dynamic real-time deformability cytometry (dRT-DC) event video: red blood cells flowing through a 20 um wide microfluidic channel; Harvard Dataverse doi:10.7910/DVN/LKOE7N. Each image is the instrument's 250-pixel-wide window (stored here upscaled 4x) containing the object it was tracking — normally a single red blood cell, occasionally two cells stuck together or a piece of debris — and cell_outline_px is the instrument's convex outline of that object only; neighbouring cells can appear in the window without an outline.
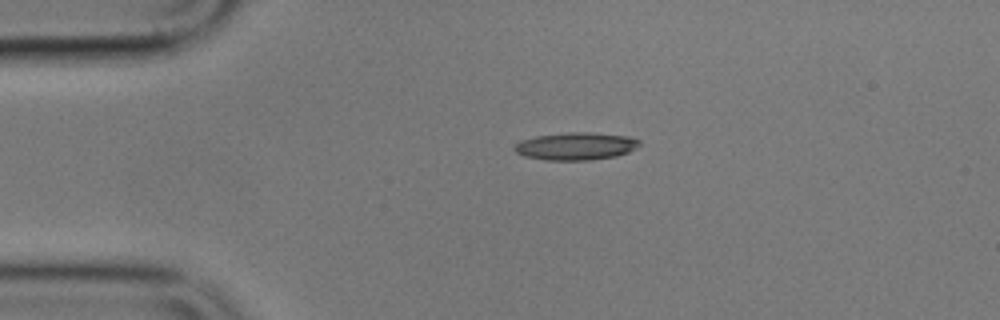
{"species": "common noctule bat (a hibernating species)", "species_latin": "Nyctalus noctula", "temperature_condition": "cold", "stored_images_in_passage": 2, "camera_frame_rate_fps": 3000, "um_per_image_px": 0.085, "animal": {"sex": "male", "body_mass_g": 17.9}, "frame": {"image": 1, "passage_image": 1, "time_ms": 0.0, "image_size_px": [1000, 320], "cell_outline_px": [[640, 144], [636, 148], [628, 152], [616, 156], [588, 160], [544, 160], [524, 156], [516, 152], [512, 148], [520, 140], [536, 136], [568, 132], [592, 132], [632, 136], [640, 140]], "centroid_in_image_um": [48.96, 12.41], "position_along_channel_um": 36.0, "area_um2": 20.29}}